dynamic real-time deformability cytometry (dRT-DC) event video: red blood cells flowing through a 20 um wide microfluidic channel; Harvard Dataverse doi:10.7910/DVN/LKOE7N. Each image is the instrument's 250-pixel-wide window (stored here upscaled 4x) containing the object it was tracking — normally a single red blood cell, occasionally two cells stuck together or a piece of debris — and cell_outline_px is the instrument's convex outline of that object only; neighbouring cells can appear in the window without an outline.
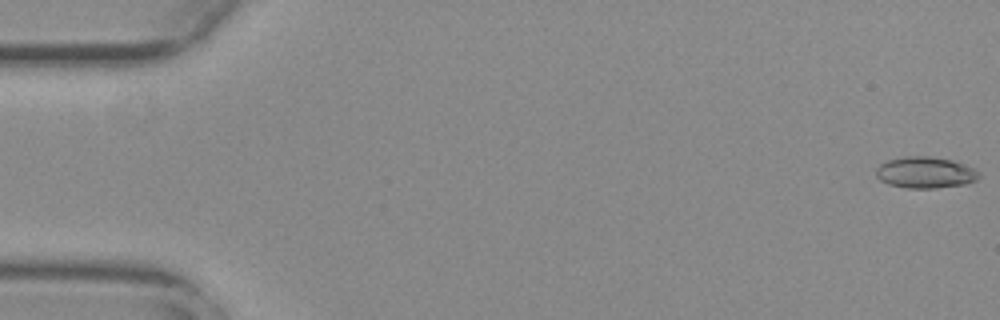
{"species": "common noctule bat (a hibernating species)", "species_latin": "Nyctalus noctula", "temperature_condition": "warm", "stored_images_in_passage": 56, "camera_frame_rate_fps": 3000, "um_per_image_px": 0.085, "animal": {"sex": "female", "body_mass_g": 29.2, "forearm_length_mm": 56.3}, "frame": {"image": 1, "passage_image": 1, "time_ms": 0.0, "image_size_px": [1000, 320], "cell_outline_px": [[980, 176], [976, 180], [964, 184], [936, 188], [908, 188], [888, 184], [880, 180], [876, 176], [876, 168], [880, 164], [888, 160], [904, 156], [928, 156], [952, 160], [964, 164], [980, 172]], "centroid_in_image_um": [78.64, 14.66], "position_along_channel_um": 6.4, "area_um2": 18.79}}
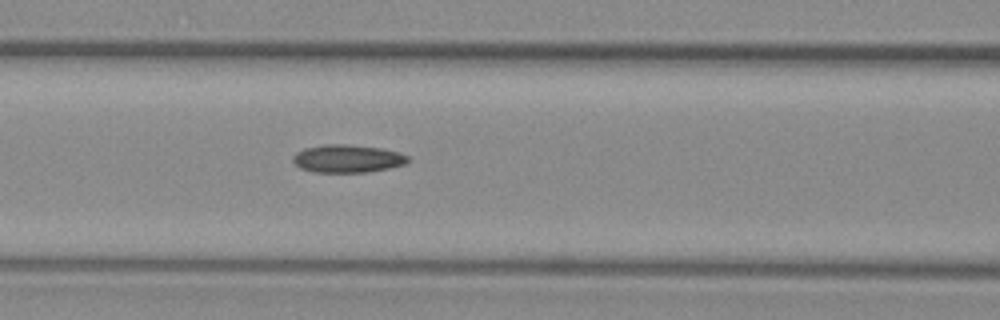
{"frame": {"image": 2, "passage_image": 24, "time_ms": 7.667, "image_size_px": [1000, 320], "cell_outline_px": [[412, 160], [404, 164], [388, 168], [368, 172], [316, 172], [300, 168], [292, 160], [292, 156], [296, 152], [304, 148], [324, 144], [348, 144], [380, 148], [400, 152], [408, 156]], "centroid_in_image_um": [29.54, 13.47], "position_along_channel_um": 137.1, "area_um2": 18.79}}
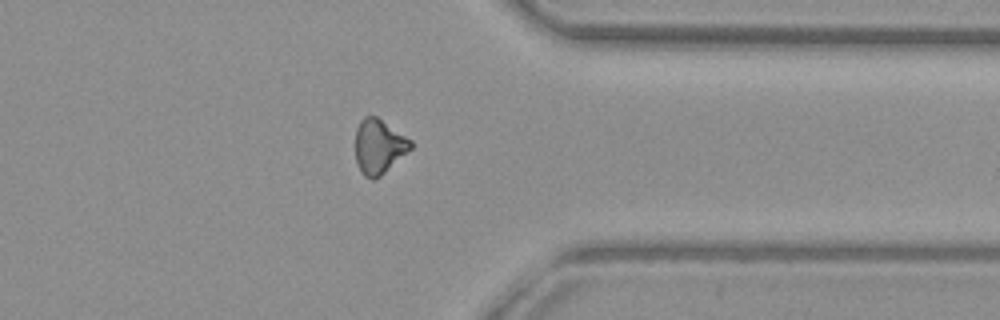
{"frame": {"image": 3, "passage_image": 44, "time_ms": 14.333, "image_size_px": [1000, 320], "cell_outline_px": [[412, 148], [380, 176], [372, 180], [364, 176], [360, 172], [356, 160], [356, 128], [360, 120], [364, 116], [376, 116], [412, 140]], "centroid_in_image_um": [32.19, 12.45], "position_along_channel_um": 379.2, "area_um2": 17.51}}